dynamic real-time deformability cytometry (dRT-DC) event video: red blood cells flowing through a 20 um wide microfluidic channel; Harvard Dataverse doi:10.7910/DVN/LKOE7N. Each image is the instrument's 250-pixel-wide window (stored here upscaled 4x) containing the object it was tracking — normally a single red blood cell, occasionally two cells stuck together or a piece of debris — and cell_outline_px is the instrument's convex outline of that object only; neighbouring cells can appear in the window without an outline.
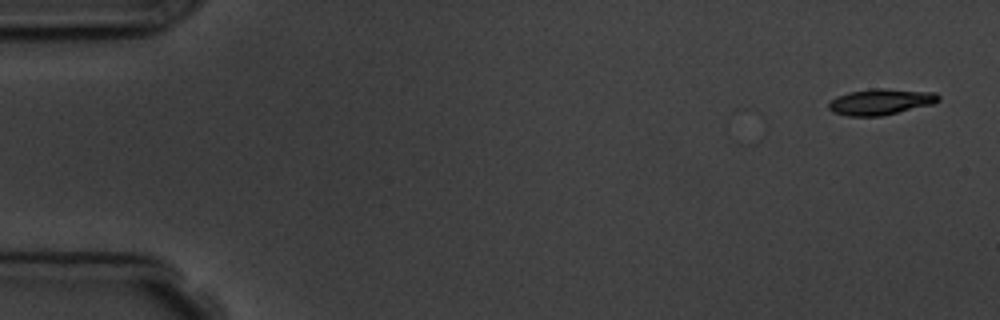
{"species": "common noctule bat (a hibernating species)", "species_latin": "Nyctalus noctula", "temperature_condition": "room temperature", "stored_images_in_passage": 6, "camera_frame_rate_fps": 3000, "um_per_image_px": 0.085, "animal": {"sex": "male", "body_mass_g": 19.5, "forearm_length_mm": 54.6}, "frame": {"image": 1, "passage_image": 1, "time_ms": 0.0, "image_size_px": [1000, 320], "cell_outline_px": [[940, 100], [932, 104], [880, 116], [848, 116], [832, 112], [828, 108], [828, 104], [836, 96], [848, 92], [876, 88], [884, 88], [936, 92], [940, 96]], "centroid_in_image_um": [74.85, 8.64], "position_along_channel_um": 10.2, "area_um2": 16.65}}